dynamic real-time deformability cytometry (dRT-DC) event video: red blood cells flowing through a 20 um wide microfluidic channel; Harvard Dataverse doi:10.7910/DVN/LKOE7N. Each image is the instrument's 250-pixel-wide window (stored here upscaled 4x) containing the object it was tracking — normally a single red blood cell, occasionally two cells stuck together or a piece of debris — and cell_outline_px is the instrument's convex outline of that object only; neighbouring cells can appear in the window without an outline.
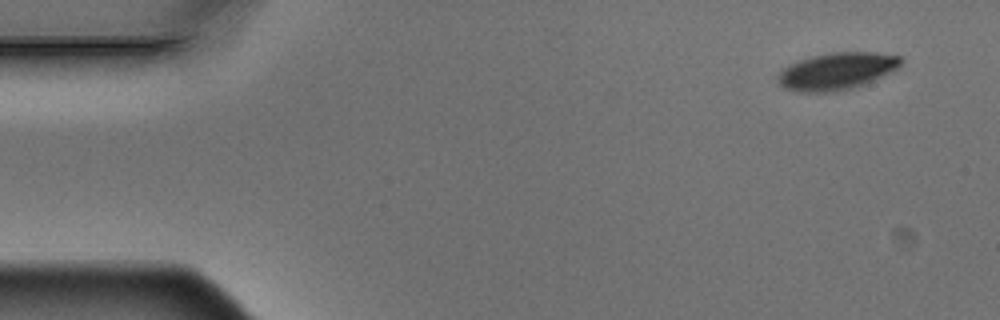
{"species": "Egyptian fruit bat (a non-hibernating species)", "species_latin": "Rousettus aegyptiacus", "temperature_condition": "warm", "stored_images_in_passage": 4, "camera_frame_rate_fps": 3000, "um_per_image_px": 0.085, "animal": {"sex": "male"}, "frame": {"image": 1, "passage_image": 1, "time_ms": 0.0, "image_size_px": [1000, 320], "cell_outline_px": [[904, 60], [900, 68], [864, 84], [852, 88], [836, 92], [800, 92], [784, 88], [776, 80], [776, 76], [788, 64], [812, 56], [832, 52], [876, 52], [900, 56]], "centroid_in_image_um": [71.14, 6.05], "position_along_channel_um": 13.9, "area_um2": 26.82}}